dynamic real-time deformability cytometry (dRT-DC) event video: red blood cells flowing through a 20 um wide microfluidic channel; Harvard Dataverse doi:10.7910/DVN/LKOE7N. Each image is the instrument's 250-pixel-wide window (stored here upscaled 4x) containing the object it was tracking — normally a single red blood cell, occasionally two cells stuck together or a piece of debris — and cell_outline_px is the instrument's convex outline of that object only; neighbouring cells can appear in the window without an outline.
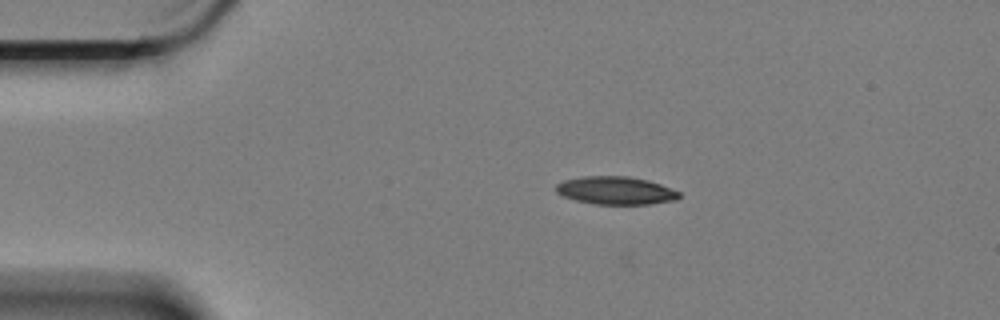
{"species": "Egyptian fruit bat (a non-hibernating species)", "species_latin": "Rousettus aegyptiacus", "temperature_condition": "cold", "stored_images_in_passage": 49, "camera_frame_rate_fps": 3000, "um_per_image_px": 0.085, "animal": {"sex": "female"}, "frame": {"image": 1, "passage_image": 1, "time_ms": 0.0, "image_size_px": [1000, 320], "cell_outline_px": [[680, 196], [676, 200], [648, 204], [596, 204], [576, 200], [564, 196], [556, 192], [556, 184], [564, 180], [584, 176], [628, 176], [648, 180], [660, 184], [680, 192]], "centroid_in_image_um": [52.34, 16.19], "position_along_channel_um": 32.7, "area_um2": 19.94}}
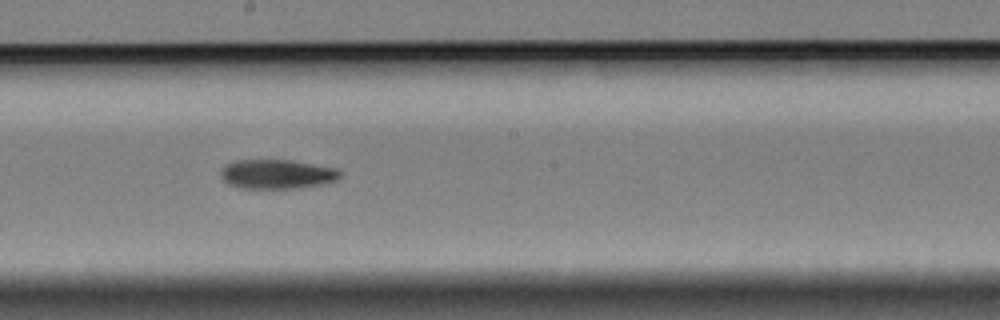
{"frame": {"image": 2, "passage_image": 22, "time_ms": 7.0, "image_size_px": [1000, 320], "cell_outline_px": [[340, 176], [336, 180], [320, 184], [296, 188], [240, 188], [228, 184], [220, 176], [220, 168], [224, 164], [236, 160], [292, 160], [336, 168], [340, 172]], "centroid_in_image_um": [23.48, 14.79], "position_along_channel_um": 224.7, "area_um2": 20.4}}
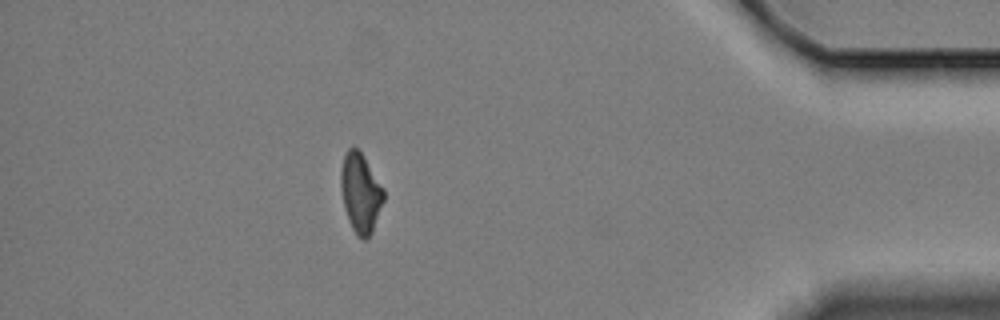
{"frame": {"image": 3, "passage_image": 42, "time_ms": 13.667, "image_size_px": [1000, 320], "cell_outline_px": [[384, 200], [372, 232], [364, 240], [356, 236], [348, 220], [344, 208], [340, 188], [340, 172], [344, 156], [348, 148], [352, 144], [364, 156], [384, 188]], "centroid_in_image_um": [30.63, 16.38], "position_along_channel_um": 404.6, "area_um2": 20.0}, "authors_computed_cell_mechanics": {"area_um2": 20.4034, "velocity_mm_per_s": 3.3519, "shape_relaxation_time_tau1_ms": 3.6448, "shape_relaxation_time_tau2_ms": null, "deformation_change_tau1": 0.1328, "deformation_change_tau2": null}}